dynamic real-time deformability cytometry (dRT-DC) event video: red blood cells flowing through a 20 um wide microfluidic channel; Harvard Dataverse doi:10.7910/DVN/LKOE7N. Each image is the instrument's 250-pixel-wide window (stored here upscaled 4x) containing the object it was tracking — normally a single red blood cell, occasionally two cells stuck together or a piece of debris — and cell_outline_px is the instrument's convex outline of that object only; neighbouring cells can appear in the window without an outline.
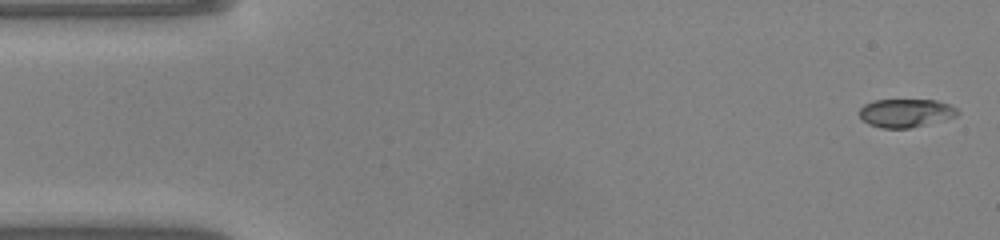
{"species": "common noctule bat (a hibernating species)", "species_latin": "Nyctalus noctula", "temperature_condition": "warm", "stored_images_in_passage": 48, "camera_frame_rate_fps": 3000, "um_per_image_px": 0.085, "animal": {"sex": "male", "body_mass_g": 20.0, "forearm_length_mm": 53.3}, "frame": {"image": 1, "passage_image": 1, "time_ms": 0.0, "image_size_px": [1000, 240], "cell_outline_px": [[960, 112], [956, 116], [908, 128], [880, 128], [868, 124], [860, 116], [860, 108], [864, 104], [876, 100], [936, 100], [948, 104], [956, 108]], "centroid_in_image_um": [76.96, 9.6], "position_along_channel_um": 8.0, "area_um2": 15.95}}
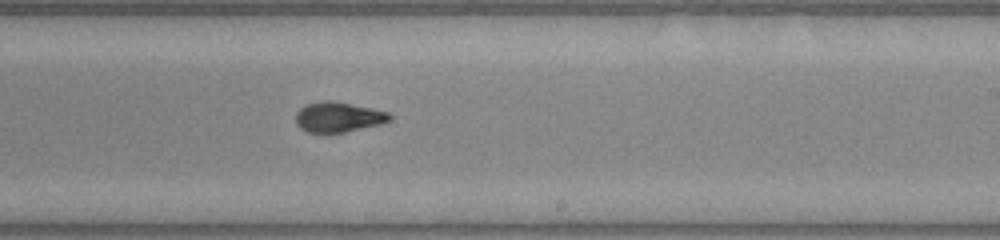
{"frame": {"image": 2, "passage_image": 28, "time_ms": 9.0, "image_size_px": [1000, 240], "cell_outline_px": [[392, 120], [380, 124], [344, 132], [308, 132], [300, 128], [296, 124], [296, 112], [300, 108], [308, 104], [320, 100], [332, 100], [372, 108], [388, 112], [392, 116]], "centroid_in_image_um": [28.76, 9.94], "position_along_channel_um": 260.2, "area_um2": 16.47}}
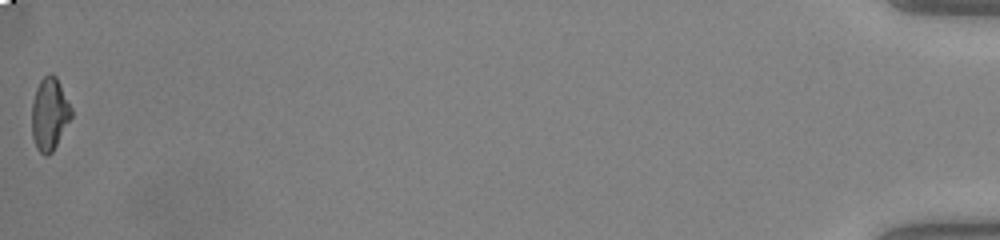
{"frame": {"image": 3, "passage_image": 48, "time_ms": 15.667, "image_size_px": [1000, 240], "cell_outline_px": [[72, 116], [52, 152], [44, 156], [36, 148], [32, 136], [32, 100], [36, 88], [40, 80], [44, 76], [52, 72], [56, 76], [72, 108]], "centroid_in_image_um": [4.2, 9.67], "position_along_channel_um": 431.0, "area_um2": 16.7}, "authors_computed_cell_mechanics": {"area_um2": 16.762, "velocity_mm_per_s": 4.1549, "shape_relaxation_time_tau1_ms": 6.8535, "shape_relaxation_time_tau2_ms": 0.9896, "deformation_change_tau1": 0.2584, "deformation_change_tau2": 0.0452}}